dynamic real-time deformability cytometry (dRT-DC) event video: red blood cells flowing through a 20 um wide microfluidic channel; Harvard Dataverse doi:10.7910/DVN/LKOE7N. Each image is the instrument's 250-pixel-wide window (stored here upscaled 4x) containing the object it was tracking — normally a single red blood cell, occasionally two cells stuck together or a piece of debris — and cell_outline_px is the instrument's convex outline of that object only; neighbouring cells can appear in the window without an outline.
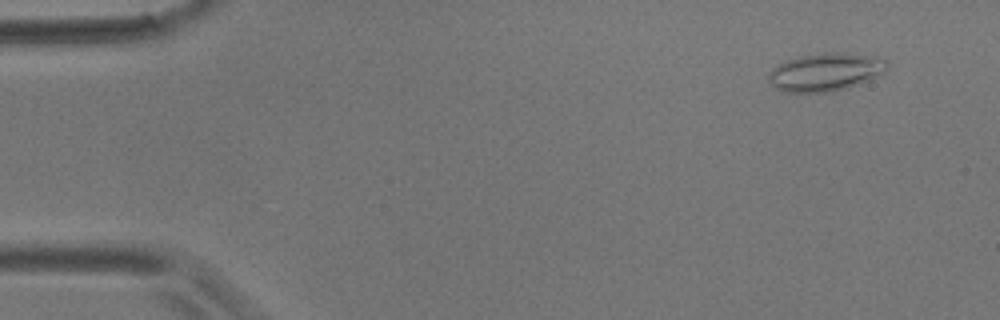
{"species": "common noctule bat (a hibernating species)", "species_latin": "Nyctalus noctula", "temperature_condition": "room temperature", "stored_images_in_passage": 11, "camera_frame_rate_fps": 3000, "um_per_image_px": 0.085, "animal": {"sex": "male", "body_mass_g": 17.9}, "frame": {"image": 1, "passage_image": 2, "time_ms": 1.333, "image_size_px": [1000, 320], "cell_outline_px": [[888, 68], [884, 72], [868, 80], [848, 88], [832, 92], [784, 92], [776, 88], [768, 80], [768, 72], [776, 64], [784, 60], [800, 56], [824, 52], [832, 52], [876, 56], [888, 60]], "centroid_in_image_um": [70.15, 6.12], "position_along_channel_um": 14.9, "area_um2": 26.53}}
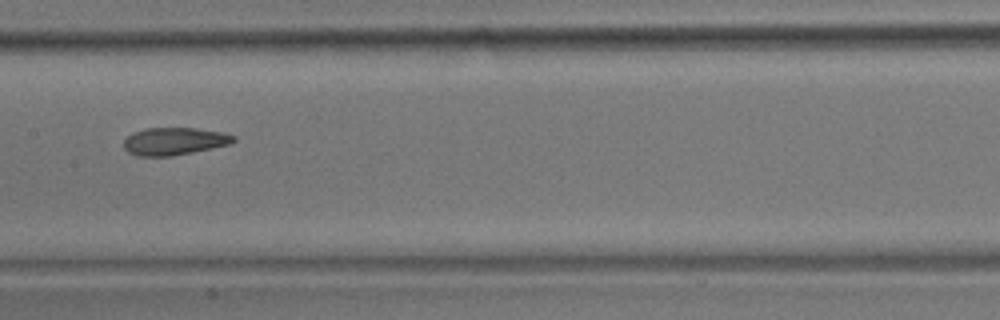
{"frame": {"image": 2, "passage_image": 8, "time_ms": 9.333, "image_size_px": [1000, 320], "cell_outline_px": [[236, 140], [232, 144], [172, 156], [136, 156], [128, 152], [124, 148], [124, 140], [132, 132], [144, 128], [196, 128], [224, 132], [236, 136]], "centroid_in_image_um": [14.83, 12.0], "position_along_channel_um": 192.6, "area_um2": 17.8}}
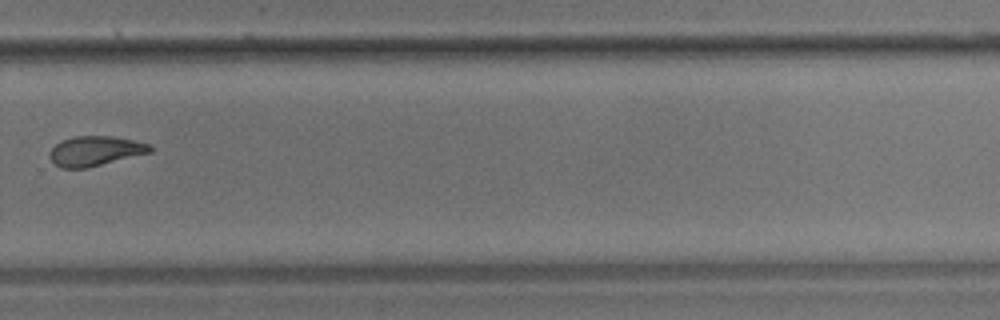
{"frame": {"image": 3, "passage_image": 11, "time_ms": 13.0, "image_size_px": [1000, 320], "cell_outline_px": [[152, 152], [88, 168], [60, 168], [52, 164], [48, 156], [48, 152], [56, 144], [64, 140], [76, 136], [112, 136], [152, 144]], "centroid_in_image_um": [8.08, 12.85], "position_along_channel_um": 321.7, "area_um2": 17.63}}